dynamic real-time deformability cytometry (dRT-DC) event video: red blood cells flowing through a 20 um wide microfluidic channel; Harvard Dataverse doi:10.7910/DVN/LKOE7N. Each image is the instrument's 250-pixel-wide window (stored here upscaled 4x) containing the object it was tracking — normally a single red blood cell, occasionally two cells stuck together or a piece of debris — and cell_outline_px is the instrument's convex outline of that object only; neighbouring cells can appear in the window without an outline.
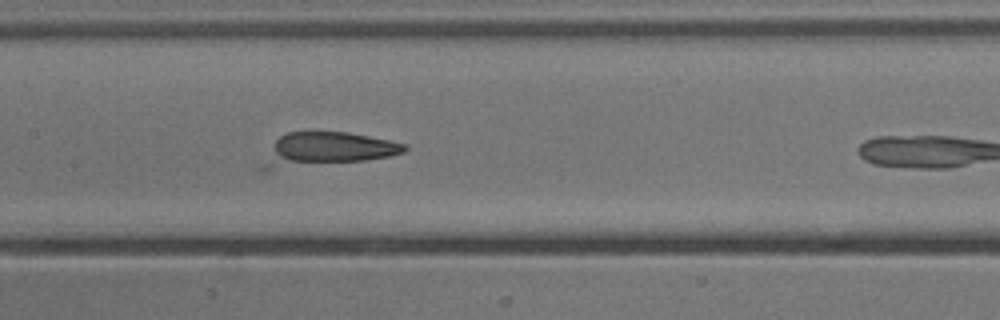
{"species": "common noctule bat (a hibernating species)", "species_latin": "Nyctalus noctula", "temperature_condition": "cold", "stored_images_in_passage": 13, "camera_frame_rate_fps": 3000, "um_per_image_px": 0.085, "animal": {"sex": "male", "body_mass_g": 13.3}, "frame": {"image": 1, "passage_image": 12, "time_ms": 3.667, "image_size_px": [1000, 320], "cell_outline_px": [[408, 148], [404, 152], [388, 156], [368, 160], [276, 160], [276, 140], [280, 136], [288, 132], [308, 128], [348, 132], [408, 144]], "centroid_in_image_um": [28.37, 12.42], "position_along_channel_um": 179.0, "area_um2": 23.41}}